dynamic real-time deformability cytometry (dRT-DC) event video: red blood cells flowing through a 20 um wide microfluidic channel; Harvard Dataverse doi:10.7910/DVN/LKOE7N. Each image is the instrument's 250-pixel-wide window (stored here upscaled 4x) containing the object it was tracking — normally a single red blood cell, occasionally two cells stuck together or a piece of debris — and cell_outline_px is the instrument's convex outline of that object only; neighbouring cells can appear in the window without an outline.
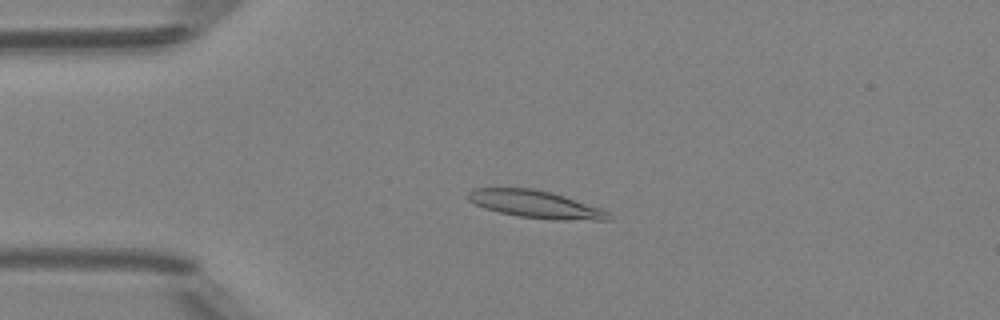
{"species": "Egyptian fruit bat (a non-hibernating species)", "species_latin": "Rousettus aegyptiacus", "temperature_condition": "room temperature", "stored_images_in_passage": 42, "camera_frame_rate_fps": 3000, "um_per_image_px": 0.085, "animal": {"sex": "female"}, "frame": {"image": 1, "passage_image": 5, "time_ms": 1.333, "image_size_px": [1000, 320], "cell_outline_px": [[612, 220], [552, 220], [516, 216], [484, 208], [468, 200], [468, 192], [472, 188], [532, 188], [552, 192], [600, 208], [608, 212], [612, 216]], "centroid_in_image_um": [45.53, 17.37], "position_along_channel_um": 39.5, "area_um2": 22.54}}
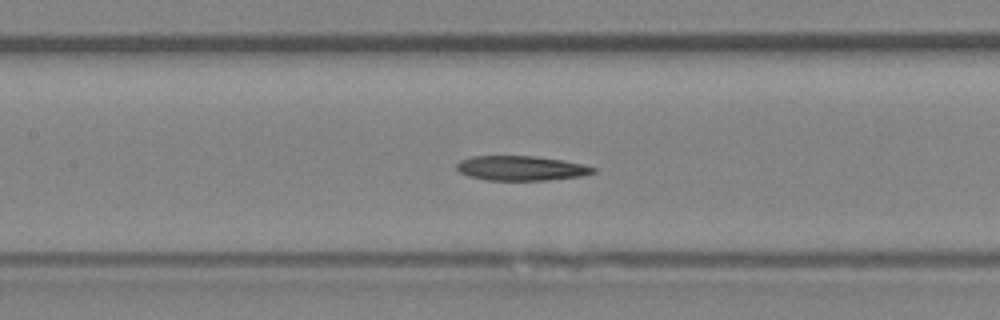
{"frame": {"image": 2, "passage_image": 16, "time_ms": 5.0, "image_size_px": [1000, 320], "cell_outline_px": [[596, 172], [584, 176], [548, 180], [488, 180], [468, 176], [460, 172], [456, 168], [456, 164], [460, 160], [472, 156], [536, 156], [564, 160], [584, 164], [596, 168]], "centroid_in_image_um": [44.33, 14.29], "position_along_channel_um": 163.1, "area_um2": 19.83}}
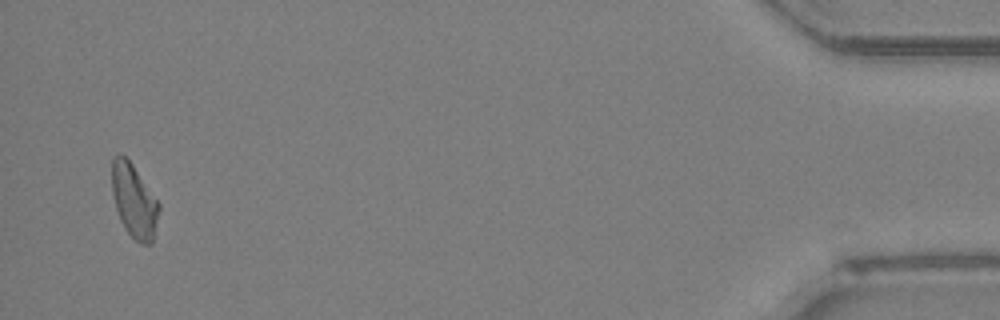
{"frame": {"image": 3, "passage_image": 41, "time_ms": 13.333, "image_size_px": [1000, 320], "cell_outline_px": [[160, 208], [152, 244], [140, 244], [124, 228], [120, 220], [116, 208], [112, 192], [112, 160], [116, 156], [124, 156], [132, 164], [160, 204]], "centroid_in_image_um": [11.4, 17.12], "position_along_channel_um": 423.8, "area_um2": 19.88}}